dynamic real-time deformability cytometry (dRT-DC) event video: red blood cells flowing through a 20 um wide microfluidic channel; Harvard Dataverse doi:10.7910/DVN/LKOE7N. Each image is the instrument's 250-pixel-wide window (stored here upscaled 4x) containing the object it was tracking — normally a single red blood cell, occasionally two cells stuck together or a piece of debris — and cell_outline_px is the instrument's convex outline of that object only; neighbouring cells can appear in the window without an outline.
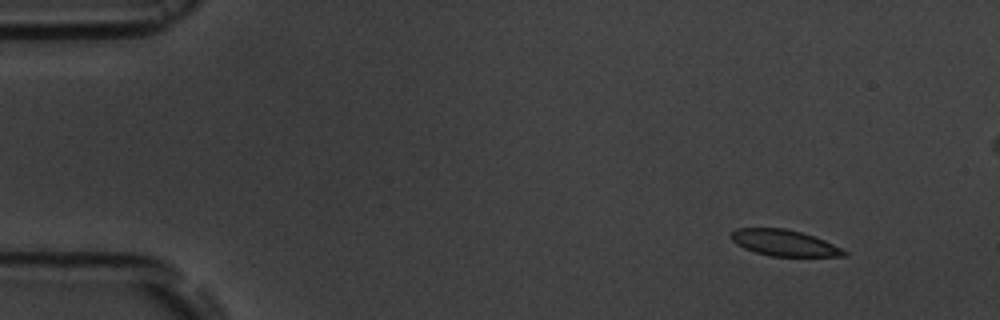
{"species": "common noctule bat (a hibernating species)", "species_latin": "Nyctalus noctula", "temperature_condition": "room temperature", "stored_images_in_passage": 4, "camera_frame_rate_fps": 3000, "um_per_image_px": 0.085, "animal": {"sex": "male", "body_mass_g": 19.5, "forearm_length_mm": 54.6}, "frame": {"image": 1, "passage_image": 1, "time_ms": 0.0, "image_size_px": [1000, 320], "cell_outline_px": [[848, 256], [772, 256], [756, 252], [744, 248], [736, 244], [732, 240], [732, 232], [736, 228], [784, 228], [800, 232], [824, 240], [848, 252]], "centroid_in_image_um": [66.65, 20.65], "position_along_channel_um": 18.3, "area_um2": 16.94}}